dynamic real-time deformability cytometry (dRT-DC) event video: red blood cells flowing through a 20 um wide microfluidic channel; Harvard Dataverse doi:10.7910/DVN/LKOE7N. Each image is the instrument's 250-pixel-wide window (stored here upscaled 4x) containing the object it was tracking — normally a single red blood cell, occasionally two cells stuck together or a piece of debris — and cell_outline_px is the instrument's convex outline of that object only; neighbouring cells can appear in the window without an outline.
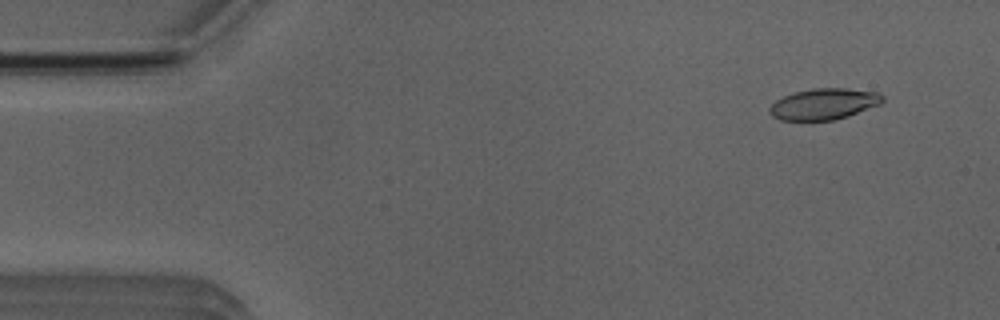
{"species": "Egyptian fruit bat (a non-hibernating species)", "species_latin": "Rousettus aegyptiacus", "temperature_condition": "room temperature", "stored_images_in_passage": 6, "camera_frame_rate_fps": 3000, "um_per_image_px": 0.085, "animal": {"sex": "male"}, "frame": {"image": 1, "passage_image": 1, "time_ms": 0.0, "image_size_px": [1000, 320], "cell_outline_px": [[884, 100], [880, 104], [848, 116], [832, 120], [780, 120], [772, 116], [768, 112], [768, 108], [776, 100], [784, 96], [796, 92], [812, 88], [844, 88], [876, 92], [884, 96]], "centroid_in_image_um": [70.01, 8.84], "position_along_channel_um": 15.0, "area_um2": 20.4}}
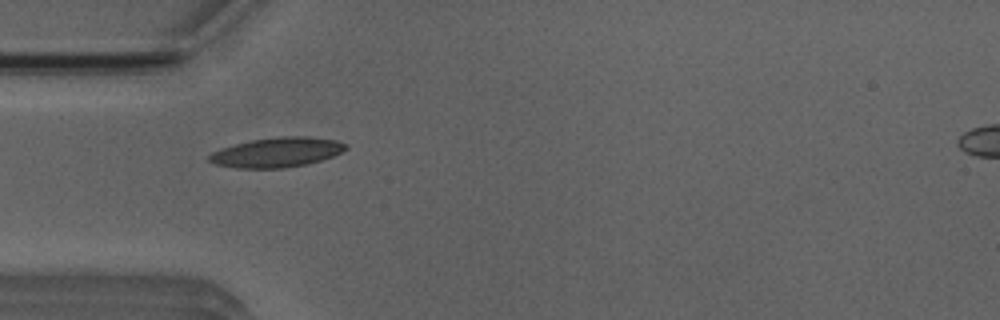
{"frame": {"image": 2, "passage_image": 4, "time_ms": 3.667, "image_size_px": [1000, 320], "cell_outline_px": [[348, 148], [332, 156], [320, 160], [304, 164], [284, 168], [236, 168], [216, 164], [208, 160], [208, 156], [212, 152], [220, 148], [252, 140], [276, 136], [308, 136], [336, 140], [348, 144]], "centroid_in_image_um": [23.53, 12.94], "position_along_channel_um": 61.5, "area_um2": 23.58}}